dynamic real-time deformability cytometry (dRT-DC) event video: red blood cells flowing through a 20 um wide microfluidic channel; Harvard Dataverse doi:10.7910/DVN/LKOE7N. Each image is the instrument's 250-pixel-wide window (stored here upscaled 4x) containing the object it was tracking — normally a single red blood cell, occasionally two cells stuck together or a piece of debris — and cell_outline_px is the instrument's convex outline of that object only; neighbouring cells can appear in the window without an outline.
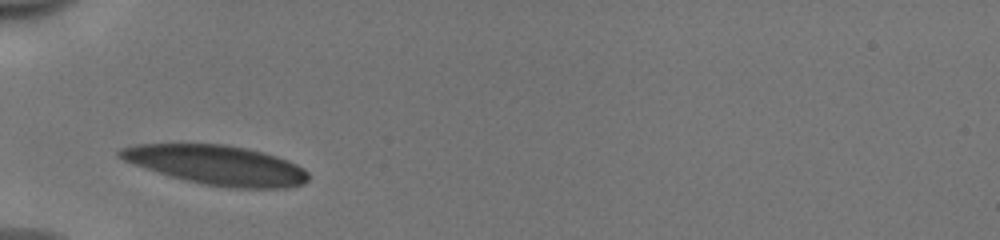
{"species": "human", "species_latin": "Homo sapiens", "temperature_condition": "cold", "stored_images_in_passage": 25, "camera_frame_rate_fps": 3000, "um_per_image_px": 0.085, "donor": {"sex": "male"}, "frame": {"image": 1, "passage_image": 1, "time_ms": 0.0, "image_size_px": [1000, 240], "cell_outline_px": [[308, 180], [304, 184], [288, 188], [232, 188], [204, 184], [172, 176], [124, 160], [116, 152], [120, 148], [136, 144], [224, 144], [264, 152], [288, 160], [304, 168], [308, 172]], "centroid_in_image_um": [18.49, 14.03], "position_along_channel_um": 66.5, "area_um2": 42.89}}
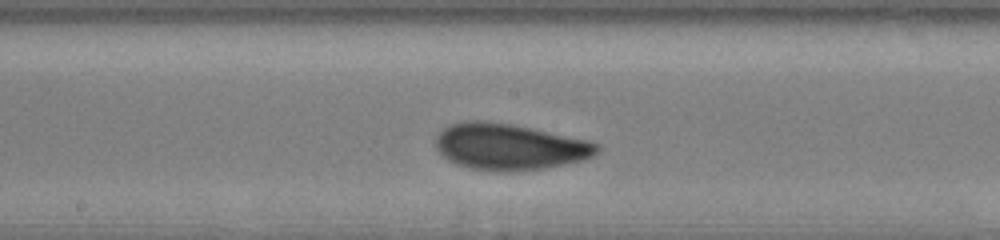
{"frame": {"image": 2, "passage_image": 11, "time_ms": 3.333, "image_size_px": [1000, 240], "cell_outline_px": [[600, 152], [584, 160], [544, 168], [512, 172], [496, 172], [472, 168], [456, 164], [448, 160], [436, 148], [436, 136], [444, 128], [452, 124], [468, 120], [484, 120], [512, 124], [532, 128], [588, 140], [600, 144]], "centroid_in_image_um": [43.33, 12.48], "position_along_channel_um": 204.9, "area_um2": 43.7}}
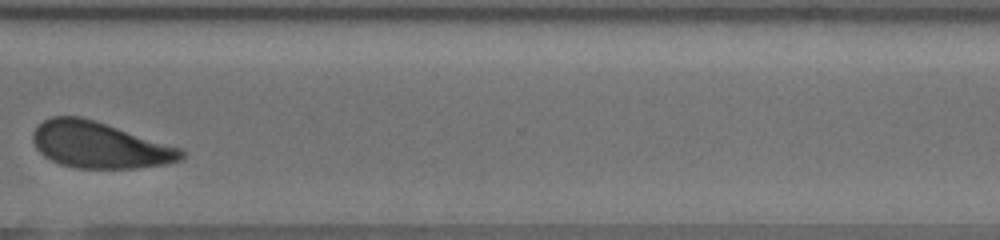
{"frame": {"image": 3, "passage_image": 22, "time_ms": 7.0, "image_size_px": [1000, 240], "cell_outline_px": [[184, 160], [168, 164], [140, 168], [76, 168], [60, 164], [44, 156], [36, 148], [32, 140], [32, 132], [44, 120], [52, 116], [80, 116], [184, 148]], "centroid_in_image_um": [8.51, 12.34], "position_along_channel_um": 362.1, "area_um2": 40.23}, "authors_computed_cell_mechanics": {"area_um2": 42.7142, "velocity_mm_per_s": 3.9312, "shape_relaxation_time_tau1_ms": 2.6224, "shape_relaxation_time_tau2_ms": 1.1982, "deformation_change_tau1": 0.115, "deformation_change_tau2": 0.0704}}